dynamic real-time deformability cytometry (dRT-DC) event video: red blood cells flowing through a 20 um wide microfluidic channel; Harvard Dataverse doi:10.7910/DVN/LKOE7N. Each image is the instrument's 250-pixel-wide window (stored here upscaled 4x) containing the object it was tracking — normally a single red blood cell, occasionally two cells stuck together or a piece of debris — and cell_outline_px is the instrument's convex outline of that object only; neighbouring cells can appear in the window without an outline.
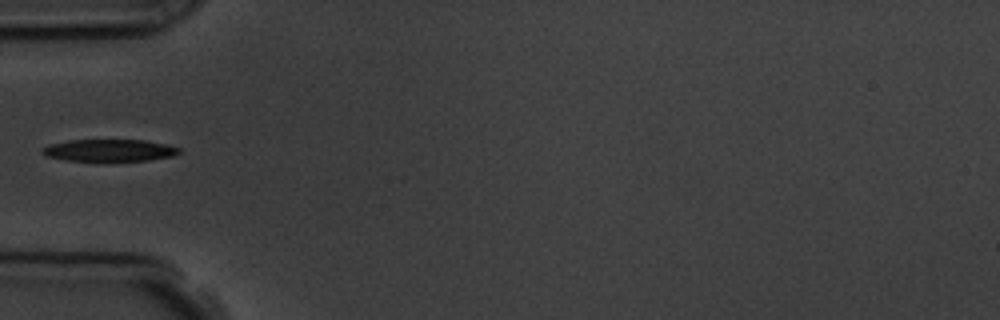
{"species": "common noctule bat (a hibernating species)", "species_latin": "Nyctalus noctula", "temperature_condition": "room temperature", "stored_images_in_passage": 6, "segment_of_instrument_passage": [2, 2], "camera_frame_rate_fps": 3000, "um_per_image_px": 0.085, "animal": {"sex": "male", "body_mass_g": 19.5, "forearm_length_mm": 54.6}, "frame": {"image": 1, "passage_image": 6, "time_ms": 5.667, "image_size_px": [1000, 320], "cell_outline_px": [[180, 152], [172, 156], [148, 160], [68, 160], [44, 156], [40, 152], [40, 148], [48, 144], [68, 140], [144, 140], [164, 144], [180, 148]], "centroid_in_image_um": [9.21, 12.76], "position_along_channel_um": 75.8, "area_um2": 17.4}}